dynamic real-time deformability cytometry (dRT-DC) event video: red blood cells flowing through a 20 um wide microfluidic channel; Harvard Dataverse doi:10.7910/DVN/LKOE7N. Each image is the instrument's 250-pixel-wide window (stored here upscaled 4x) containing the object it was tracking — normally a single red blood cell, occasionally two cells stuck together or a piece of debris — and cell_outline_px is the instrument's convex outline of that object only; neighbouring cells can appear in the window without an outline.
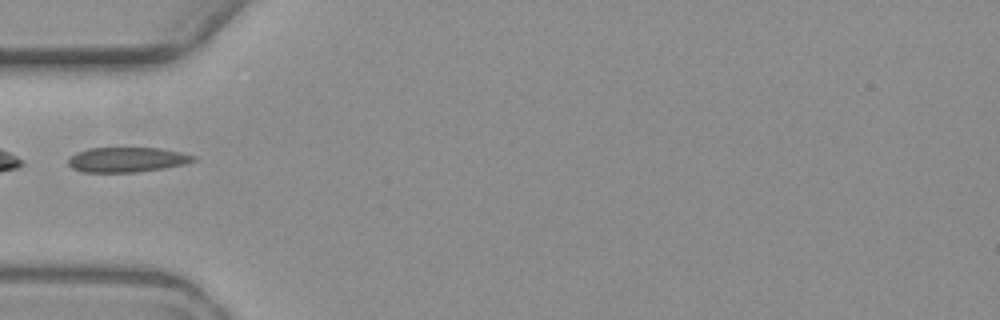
{"species": "common noctule bat (a hibernating species)", "species_latin": "Nyctalus noctula", "temperature_condition": "warm", "stored_images_in_passage": 1, "camera_frame_rate_fps": 3000, "um_per_image_px": 0.085, "animal": {"sex": "female", "body_mass_g": 19.3, "forearm_length_mm": 54.1}, "frame": {"image": 1, "passage_image": 1, "time_ms": 0.0, "image_size_px": [1000, 320], "cell_outline_px": [[196, 160], [184, 164], [164, 168], [136, 172], [84, 172], [72, 168], [68, 164], [68, 160], [76, 152], [88, 148], [160, 148], [180, 152], [196, 156]], "centroid_in_image_um": [10.79, 13.57], "position_along_channel_um": 74.2, "area_um2": 18.09}}